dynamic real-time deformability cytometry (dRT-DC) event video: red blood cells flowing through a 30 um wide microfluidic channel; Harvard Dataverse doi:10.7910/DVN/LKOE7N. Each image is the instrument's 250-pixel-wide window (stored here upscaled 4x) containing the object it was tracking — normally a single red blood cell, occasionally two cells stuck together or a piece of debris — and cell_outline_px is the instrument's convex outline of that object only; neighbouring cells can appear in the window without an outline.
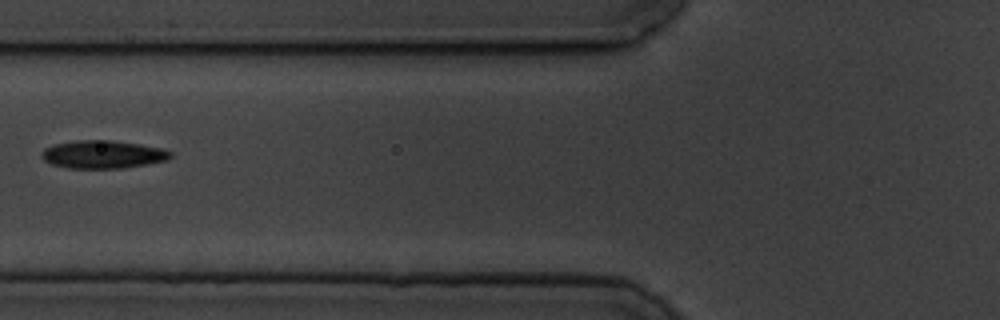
{"species": "common noctule bat (a hibernating species)", "species_latin": "Nyctalus noctula", "temperature_condition": "cold", "stored_images_in_passage": 5, "camera_frame_rate_fps": 3000, "um_per_image_px": 0.085, "animal": {"sex": "male", "body_mass_g": 19.5, "forearm_length_mm": 54.6}, "frame": {"image": 1, "passage_image": 4, "time_ms": 3.667, "image_size_px": [1000, 320], "cell_outline_px": [[172, 156], [168, 160], [148, 164], [120, 168], [68, 168], [52, 164], [44, 160], [40, 156], [40, 152], [44, 148], [52, 144], [80, 140], [112, 140], [140, 144], [164, 148], [172, 152]], "centroid_in_image_um": [8.75, 13.12], "position_along_channel_um": 117.1, "area_um2": 21.21}}
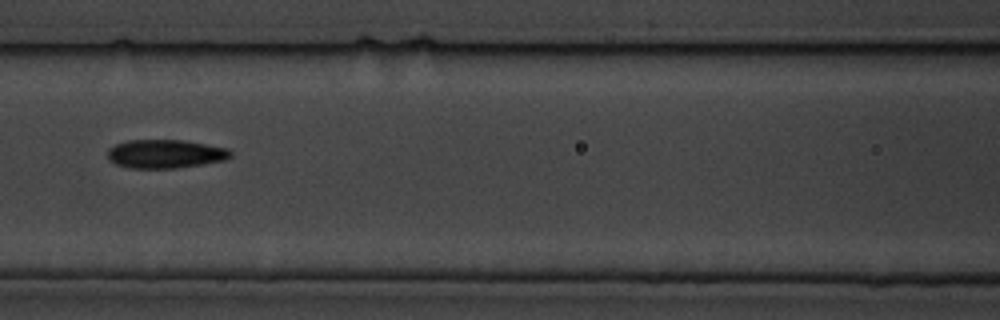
{"frame": {"image": 2, "passage_image": 5, "time_ms": 4.667, "image_size_px": [1000, 320], "cell_outline_px": [[232, 156], [224, 160], [176, 168], [128, 168], [116, 164], [108, 160], [108, 148], [116, 144], [128, 140], [184, 140], [228, 148], [232, 152]], "centroid_in_image_um": [14.03, 13.07], "position_along_channel_um": 152.6, "area_um2": 20.52}}